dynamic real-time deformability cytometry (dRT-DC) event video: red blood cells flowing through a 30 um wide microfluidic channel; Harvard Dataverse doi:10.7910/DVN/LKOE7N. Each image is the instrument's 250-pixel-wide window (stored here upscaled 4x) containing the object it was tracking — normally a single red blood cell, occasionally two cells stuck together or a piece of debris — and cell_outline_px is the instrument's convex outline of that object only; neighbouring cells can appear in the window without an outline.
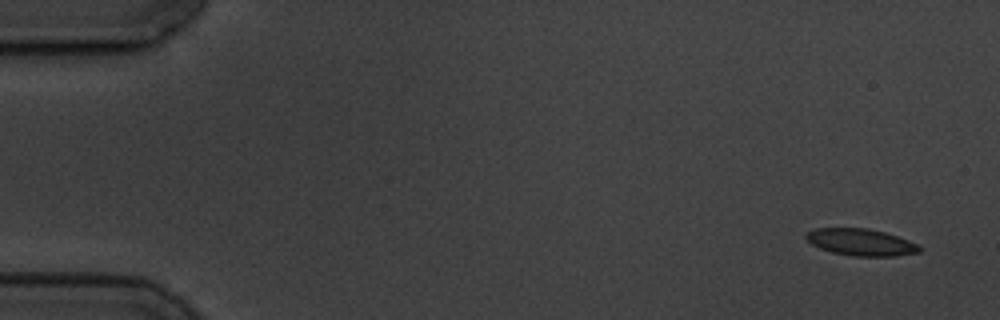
{"species": "common noctule bat (a hibernating species)", "species_latin": "Nyctalus noctula", "temperature_condition": "cold", "stored_images_in_passage": 3, "camera_frame_rate_fps": 3000, "um_per_image_px": 0.085, "animal": {"sex": "male", "body_mass_g": 19.5, "forearm_length_mm": 54.6}, "frame": {"image": 1, "passage_image": 1, "time_ms": 0.0, "image_size_px": [1000, 320], "cell_outline_px": [[920, 252], [896, 256], [852, 256], [832, 252], [820, 248], [812, 244], [804, 236], [808, 232], [816, 228], [868, 228], [884, 232], [908, 240], [916, 244], [920, 248]], "centroid_in_image_um": [73.16, 20.59], "position_along_channel_um": 11.8, "area_um2": 17.57}}
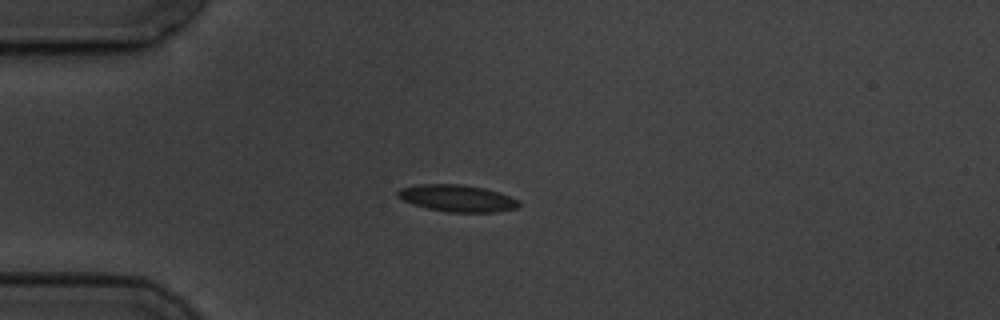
{"frame": {"image": 2, "passage_image": 3, "time_ms": 4.0, "image_size_px": [1000, 320], "cell_outline_px": [[520, 204], [516, 208], [496, 212], [448, 212], [428, 208], [412, 204], [396, 196], [396, 192], [400, 188], [420, 184], [460, 184], [484, 188], [508, 196], [516, 200]], "centroid_in_image_um": [38.81, 16.85], "position_along_channel_um": 46.2, "area_um2": 18.73}}